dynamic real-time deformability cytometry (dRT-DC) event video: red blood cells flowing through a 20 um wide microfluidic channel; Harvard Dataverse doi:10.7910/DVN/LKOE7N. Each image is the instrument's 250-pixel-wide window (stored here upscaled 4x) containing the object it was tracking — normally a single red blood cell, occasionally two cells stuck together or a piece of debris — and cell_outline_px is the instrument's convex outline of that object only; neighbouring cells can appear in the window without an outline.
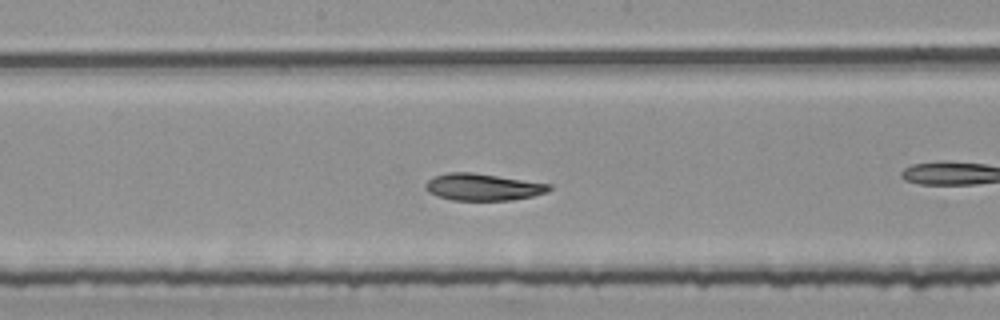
{"species": "common noctule bat (a hibernating species)", "species_latin": "Nyctalus noctula", "temperature_condition": "room temperature", "stored_images_in_passage": 47, "camera_frame_rate_fps": 3000, "um_per_image_px": 0.085, "animal": {"sex": "female", "body_mass_g": 25.1}, "frame": {"image": 1, "passage_image": 27, "time_ms": 8.667, "image_size_px": [1000, 320], "cell_outline_px": [[552, 188], [548, 192], [532, 196], [512, 200], [452, 200], [428, 192], [424, 188], [424, 184], [432, 176], [448, 172], [472, 172], [552, 184]], "centroid_in_image_um": [41.04, 15.89], "position_along_channel_um": 207.2, "area_um2": 19.48}, "authors_computed_cell_mechanics": {"area_um2": 19.8254, "velocity_mm_per_s": 3.7612, "shape_relaxation_time_tau1_ms": 9.3262, "shape_relaxation_time_tau2_ms": 4.1472, "deformation_change_tau1": 0.1892, "deformation_change_tau2": 0.0892}}